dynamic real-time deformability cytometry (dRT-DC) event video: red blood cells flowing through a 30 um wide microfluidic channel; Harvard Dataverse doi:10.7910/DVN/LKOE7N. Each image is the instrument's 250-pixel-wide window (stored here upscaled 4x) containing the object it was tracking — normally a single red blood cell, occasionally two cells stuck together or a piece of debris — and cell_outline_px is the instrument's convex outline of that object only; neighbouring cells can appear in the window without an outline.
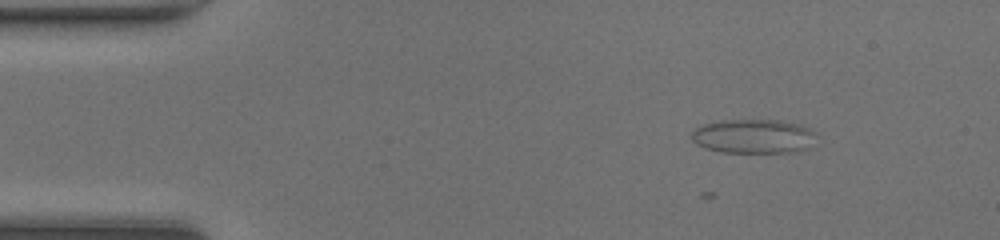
{"species": "common noctule bat (a hibernating species)", "species_latin": "Nyctalus noctula", "temperature_condition": "room temperature", "stored_images_in_passage": 4, "camera_frame_rate_fps": 3000, "um_per_image_px": 0.085, "animal": {"sex": "female", "body_mass_g": 20.0, "forearm_length_mm": 54.0}, "frame": {"image": 1, "passage_image": 4, "time_ms": 1.0, "image_size_px": [1000, 240], "cell_outline_px": [[820, 136], [816, 148], [800, 152], [720, 152], [704, 148], [696, 144], [692, 140], [692, 132], [700, 124], [720, 120], [780, 120], [800, 124], [812, 128]], "centroid_in_image_um": [64.2, 11.59], "position_along_channel_um": 20.8, "area_um2": 25.95}}